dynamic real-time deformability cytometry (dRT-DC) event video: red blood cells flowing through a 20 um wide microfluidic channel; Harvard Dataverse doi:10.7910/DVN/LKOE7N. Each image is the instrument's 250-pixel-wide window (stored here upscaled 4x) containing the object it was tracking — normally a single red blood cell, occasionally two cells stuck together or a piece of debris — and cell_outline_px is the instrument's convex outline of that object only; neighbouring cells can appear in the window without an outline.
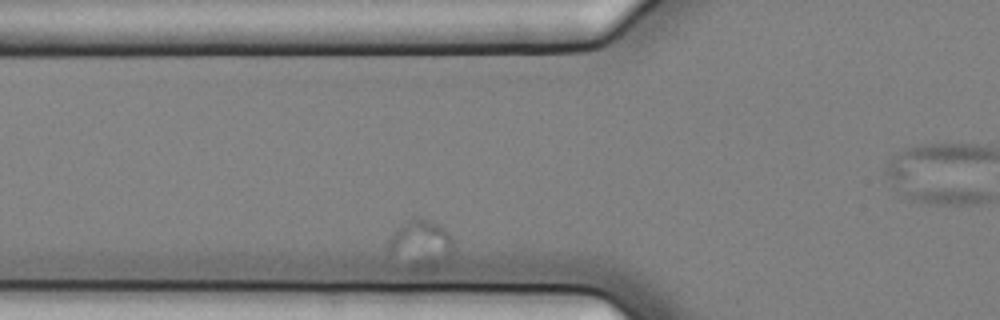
{"species": "common noctule bat (a hibernating species)", "species_latin": "Nyctalus noctula", "temperature_condition": "cold", "stored_images_in_passage": 7, "camera_frame_rate_fps": 3000, "um_per_image_px": 0.085, "animal": {"sex": "female", "body_mass_g": 25.1}, "frame": {"image": 1, "passage_image": 6, "time_ms": 1.667, "image_size_px": [1000, 320], "cell_outline_px": [[456, 248], [432, 272], [416, 276], [404, 268], [388, 256], [388, 240], [396, 228], [400, 224], [412, 216], [416, 216], [428, 220], [444, 228], [452, 236]], "centroid_in_image_um": [35.7, 20.87], "position_along_channel_um": 90.1, "area_um2": 20.06}}